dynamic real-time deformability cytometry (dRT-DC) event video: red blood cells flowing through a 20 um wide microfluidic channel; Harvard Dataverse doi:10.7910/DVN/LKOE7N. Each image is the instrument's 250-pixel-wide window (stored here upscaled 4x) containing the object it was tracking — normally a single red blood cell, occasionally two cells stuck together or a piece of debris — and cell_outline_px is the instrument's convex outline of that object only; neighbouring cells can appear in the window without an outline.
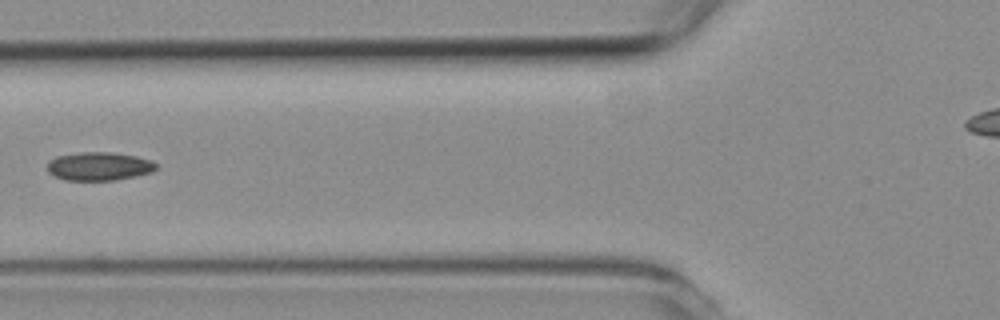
{"species": "common noctule bat (a hibernating species)", "species_latin": "Nyctalus noctula", "temperature_condition": "room temperature", "stored_images_in_passage": 7, "camera_frame_rate_fps": 3000, "um_per_image_px": 0.085, "animal": {"sex": "female", "body_mass_g": 19.3, "forearm_length_mm": 54.1}, "frame": {"image": 1, "passage_image": 7, "time_ms": 6.667, "image_size_px": [1000, 320], "cell_outline_px": [[156, 168], [152, 172], [136, 176], [116, 180], [64, 180], [48, 172], [48, 160], [56, 156], [80, 152], [112, 152], [136, 156], [152, 160], [156, 164]], "centroid_in_image_um": [8.42, 14.13], "position_along_channel_um": 117.4, "area_um2": 18.09}}